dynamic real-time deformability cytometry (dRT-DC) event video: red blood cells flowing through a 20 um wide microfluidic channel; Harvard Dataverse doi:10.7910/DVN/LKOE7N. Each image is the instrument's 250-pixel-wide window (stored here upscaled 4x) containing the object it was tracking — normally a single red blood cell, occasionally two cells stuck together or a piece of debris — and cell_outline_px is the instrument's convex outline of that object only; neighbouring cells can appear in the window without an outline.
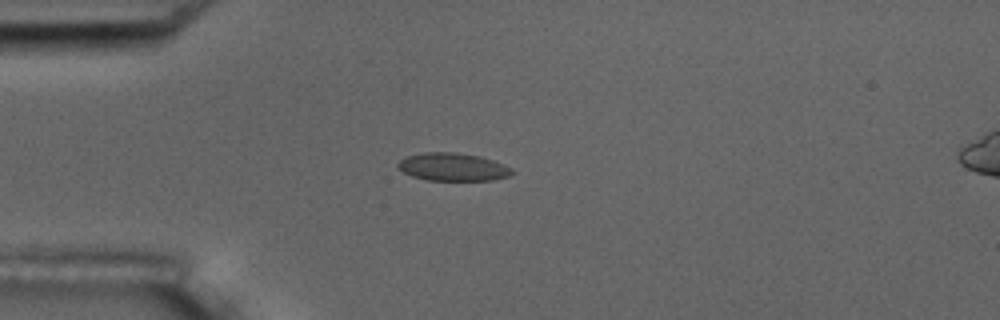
{"species": "common noctule bat (a hibernating species)", "species_latin": "Nyctalus noctula", "temperature_condition": "room temperature", "stored_images_in_passage": 6, "camera_frame_rate_fps": 3000, "um_per_image_px": 0.085, "animal": {"sex": "male", "body_mass_g": 17.5, "forearm_length_mm": 52.3}, "frame": {"image": 1, "passage_image": 4, "time_ms": 3.333, "image_size_px": [1000, 320], "cell_outline_px": [[516, 172], [508, 176], [492, 180], [428, 180], [412, 176], [396, 168], [396, 164], [404, 156], [424, 152], [456, 152], [480, 156], [504, 164], [512, 168]], "centroid_in_image_um": [38.47, 14.18], "position_along_channel_um": 46.5, "area_um2": 18.73}}